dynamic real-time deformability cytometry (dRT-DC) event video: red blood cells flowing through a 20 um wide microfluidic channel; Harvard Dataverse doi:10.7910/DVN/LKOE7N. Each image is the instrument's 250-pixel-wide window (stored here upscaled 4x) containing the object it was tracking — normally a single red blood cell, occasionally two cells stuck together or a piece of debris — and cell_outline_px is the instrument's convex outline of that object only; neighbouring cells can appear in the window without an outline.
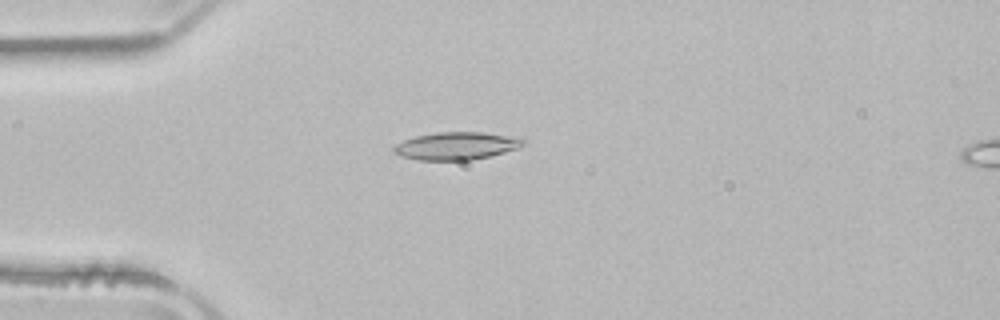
{"species": "common noctule bat (a hibernating species)", "species_latin": "Nyctalus noctula", "temperature_condition": "room temperature", "stored_images_in_passage": 3, "camera_frame_rate_fps": 3000, "um_per_image_px": 0.085, "animal": {"sex": "male", "body_mass_g": 21.5, "forearm_length_mm": 52.0}, "frame": {"image": 1, "passage_image": 3, "time_ms": 0.667, "image_size_px": [1000, 320], "cell_outline_px": [[524, 144], [520, 148], [472, 160], [420, 160], [400, 156], [392, 152], [392, 148], [396, 144], [404, 140], [416, 136], [436, 132], [484, 132], [524, 136]], "centroid_in_image_um": [38.85, 12.38], "position_along_channel_um": 46.2, "area_um2": 21.21}}